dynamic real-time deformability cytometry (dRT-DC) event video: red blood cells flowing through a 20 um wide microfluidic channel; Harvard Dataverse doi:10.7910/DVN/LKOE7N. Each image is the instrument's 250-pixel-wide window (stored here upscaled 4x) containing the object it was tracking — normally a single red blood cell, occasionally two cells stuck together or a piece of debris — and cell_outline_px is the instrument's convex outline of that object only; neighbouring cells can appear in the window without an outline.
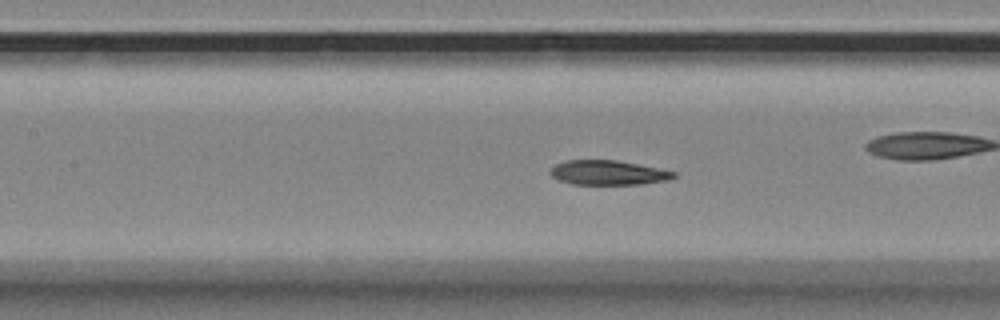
{"species": "Egyptian fruit bat (a non-hibernating species)", "species_latin": "Rousettus aegyptiacus", "temperature_condition": "room temperature", "stored_images_in_passage": 57, "camera_frame_rate_fps": 3000, "um_per_image_px": 0.085, "animal": {"sex": "female"}, "frame": {"image": 1, "passage_image": 25, "time_ms": 8.0, "image_size_px": [1000, 320], "cell_outline_px": [[676, 176], [668, 180], [640, 184], [572, 184], [560, 180], [552, 176], [548, 172], [556, 164], [568, 160], [616, 160], [676, 172]], "centroid_in_image_um": [51.67, 14.68], "position_along_channel_um": 155.7, "area_um2": 17.4}, "authors_computed_cell_mechanics": {"area_um2": 18.6694, "velocity_mm_per_s": 3.5048, "shape_relaxation_time_tau1_ms": 7.5691, "shape_relaxation_time_tau2_ms": null, "deformation_change_tau1": 0.2046, "deformation_change_tau2": null}}